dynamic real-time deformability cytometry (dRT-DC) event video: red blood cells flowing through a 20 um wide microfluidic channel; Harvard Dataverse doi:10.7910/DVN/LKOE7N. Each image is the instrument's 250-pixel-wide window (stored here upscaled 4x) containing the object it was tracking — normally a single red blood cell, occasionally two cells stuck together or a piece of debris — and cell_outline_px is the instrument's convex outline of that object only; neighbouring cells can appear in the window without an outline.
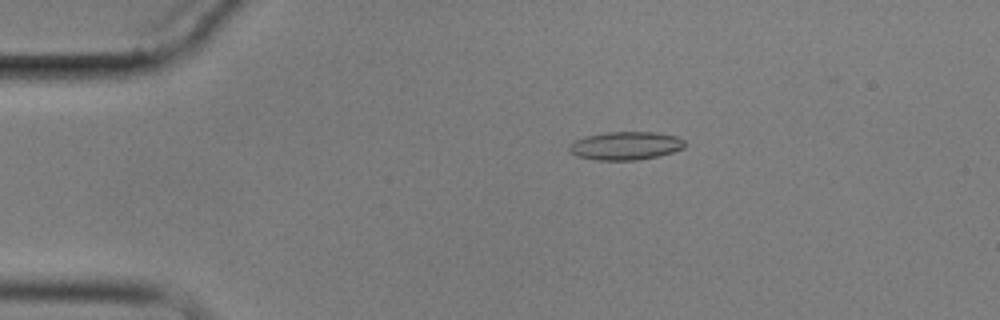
{"species": "common noctule bat (a hibernating species)", "species_latin": "Nyctalus noctula", "temperature_condition": "cold", "stored_images_in_passage": 2, "camera_frame_rate_fps": 3000, "um_per_image_px": 0.085, "animal": {"sex": "male", "body_mass_g": 17.9}, "frame": {"image": 1, "passage_image": 1, "time_ms": 0.0, "image_size_px": [1000, 320], "cell_outline_px": [[684, 148], [660, 156], [636, 160], [596, 160], [576, 156], [568, 152], [568, 144], [584, 136], [608, 132], [656, 132], [676, 136], [684, 140]], "centroid_in_image_um": [53.14, 12.39], "position_along_channel_um": 31.9, "area_um2": 19.19}}